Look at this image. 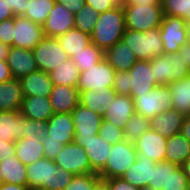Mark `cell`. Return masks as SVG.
Segmentation results:
<instances>
[{
	"label": "cell",
	"instance_id": "cell-17",
	"mask_svg": "<svg viewBox=\"0 0 190 190\" xmlns=\"http://www.w3.org/2000/svg\"><path fill=\"white\" fill-rule=\"evenodd\" d=\"M74 142L85 148L91 169L98 174L106 165L112 144L106 143L98 134L89 140H74Z\"/></svg>",
	"mask_w": 190,
	"mask_h": 190
},
{
	"label": "cell",
	"instance_id": "cell-3",
	"mask_svg": "<svg viewBox=\"0 0 190 190\" xmlns=\"http://www.w3.org/2000/svg\"><path fill=\"white\" fill-rule=\"evenodd\" d=\"M122 40L135 53L137 60L149 61L152 58L164 54L160 27L150 29L147 32L126 29Z\"/></svg>",
	"mask_w": 190,
	"mask_h": 190
},
{
	"label": "cell",
	"instance_id": "cell-52",
	"mask_svg": "<svg viewBox=\"0 0 190 190\" xmlns=\"http://www.w3.org/2000/svg\"><path fill=\"white\" fill-rule=\"evenodd\" d=\"M15 154V142L0 140V162L6 160L8 157L15 156Z\"/></svg>",
	"mask_w": 190,
	"mask_h": 190
},
{
	"label": "cell",
	"instance_id": "cell-40",
	"mask_svg": "<svg viewBox=\"0 0 190 190\" xmlns=\"http://www.w3.org/2000/svg\"><path fill=\"white\" fill-rule=\"evenodd\" d=\"M163 15L190 20V0H161Z\"/></svg>",
	"mask_w": 190,
	"mask_h": 190
},
{
	"label": "cell",
	"instance_id": "cell-51",
	"mask_svg": "<svg viewBox=\"0 0 190 190\" xmlns=\"http://www.w3.org/2000/svg\"><path fill=\"white\" fill-rule=\"evenodd\" d=\"M108 185L110 190H140L122 178H110Z\"/></svg>",
	"mask_w": 190,
	"mask_h": 190
},
{
	"label": "cell",
	"instance_id": "cell-45",
	"mask_svg": "<svg viewBox=\"0 0 190 190\" xmlns=\"http://www.w3.org/2000/svg\"><path fill=\"white\" fill-rule=\"evenodd\" d=\"M47 129H48L47 121H36V120H31L24 117V122H23L24 136L23 137H28V136L33 135L43 140L48 133Z\"/></svg>",
	"mask_w": 190,
	"mask_h": 190
},
{
	"label": "cell",
	"instance_id": "cell-41",
	"mask_svg": "<svg viewBox=\"0 0 190 190\" xmlns=\"http://www.w3.org/2000/svg\"><path fill=\"white\" fill-rule=\"evenodd\" d=\"M189 186V180L183 169L169 162V180L162 190H187Z\"/></svg>",
	"mask_w": 190,
	"mask_h": 190
},
{
	"label": "cell",
	"instance_id": "cell-50",
	"mask_svg": "<svg viewBox=\"0 0 190 190\" xmlns=\"http://www.w3.org/2000/svg\"><path fill=\"white\" fill-rule=\"evenodd\" d=\"M14 16H23L28 8L29 0H5Z\"/></svg>",
	"mask_w": 190,
	"mask_h": 190
},
{
	"label": "cell",
	"instance_id": "cell-66",
	"mask_svg": "<svg viewBox=\"0 0 190 190\" xmlns=\"http://www.w3.org/2000/svg\"><path fill=\"white\" fill-rule=\"evenodd\" d=\"M30 190H44V189H41V188H36V189H30Z\"/></svg>",
	"mask_w": 190,
	"mask_h": 190
},
{
	"label": "cell",
	"instance_id": "cell-33",
	"mask_svg": "<svg viewBox=\"0 0 190 190\" xmlns=\"http://www.w3.org/2000/svg\"><path fill=\"white\" fill-rule=\"evenodd\" d=\"M173 98L172 108L183 115L190 114V74L169 84Z\"/></svg>",
	"mask_w": 190,
	"mask_h": 190
},
{
	"label": "cell",
	"instance_id": "cell-13",
	"mask_svg": "<svg viewBox=\"0 0 190 190\" xmlns=\"http://www.w3.org/2000/svg\"><path fill=\"white\" fill-rule=\"evenodd\" d=\"M75 136L74 140H89L97 135L102 125L103 117L79 104L73 111Z\"/></svg>",
	"mask_w": 190,
	"mask_h": 190
},
{
	"label": "cell",
	"instance_id": "cell-48",
	"mask_svg": "<svg viewBox=\"0 0 190 190\" xmlns=\"http://www.w3.org/2000/svg\"><path fill=\"white\" fill-rule=\"evenodd\" d=\"M85 3L92 6L99 14L123 6V0H85Z\"/></svg>",
	"mask_w": 190,
	"mask_h": 190
},
{
	"label": "cell",
	"instance_id": "cell-58",
	"mask_svg": "<svg viewBox=\"0 0 190 190\" xmlns=\"http://www.w3.org/2000/svg\"><path fill=\"white\" fill-rule=\"evenodd\" d=\"M180 133L190 142V114L185 116Z\"/></svg>",
	"mask_w": 190,
	"mask_h": 190
},
{
	"label": "cell",
	"instance_id": "cell-10",
	"mask_svg": "<svg viewBox=\"0 0 190 190\" xmlns=\"http://www.w3.org/2000/svg\"><path fill=\"white\" fill-rule=\"evenodd\" d=\"M54 163L73 175L95 173L91 169L85 148L77 145L74 141L64 145L63 149L54 159Z\"/></svg>",
	"mask_w": 190,
	"mask_h": 190
},
{
	"label": "cell",
	"instance_id": "cell-53",
	"mask_svg": "<svg viewBox=\"0 0 190 190\" xmlns=\"http://www.w3.org/2000/svg\"><path fill=\"white\" fill-rule=\"evenodd\" d=\"M57 3L66 7L74 15L83 9L85 0H56Z\"/></svg>",
	"mask_w": 190,
	"mask_h": 190
},
{
	"label": "cell",
	"instance_id": "cell-39",
	"mask_svg": "<svg viewBox=\"0 0 190 190\" xmlns=\"http://www.w3.org/2000/svg\"><path fill=\"white\" fill-rule=\"evenodd\" d=\"M99 13L89 5H84L83 9L74 15V27L91 35L94 31Z\"/></svg>",
	"mask_w": 190,
	"mask_h": 190
},
{
	"label": "cell",
	"instance_id": "cell-55",
	"mask_svg": "<svg viewBox=\"0 0 190 190\" xmlns=\"http://www.w3.org/2000/svg\"><path fill=\"white\" fill-rule=\"evenodd\" d=\"M15 17L5 0H0V22Z\"/></svg>",
	"mask_w": 190,
	"mask_h": 190
},
{
	"label": "cell",
	"instance_id": "cell-28",
	"mask_svg": "<svg viewBox=\"0 0 190 190\" xmlns=\"http://www.w3.org/2000/svg\"><path fill=\"white\" fill-rule=\"evenodd\" d=\"M104 58L116 71H129L137 58L122 39L105 51Z\"/></svg>",
	"mask_w": 190,
	"mask_h": 190
},
{
	"label": "cell",
	"instance_id": "cell-54",
	"mask_svg": "<svg viewBox=\"0 0 190 190\" xmlns=\"http://www.w3.org/2000/svg\"><path fill=\"white\" fill-rule=\"evenodd\" d=\"M12 78L7 60H0V83L11 80Z\"/></svg>",
	"mask_w": 190,
	"mask_h": 190
},
{
	"label": "cell",
	"instance_id": "cell-61",
	"mask_svg": "<svg viewBox=\"0 0 190 190\" xmlns=\"http://www.w3.org/2000/svg\"><path fill=\"white\" fill-rule=\"evenodd\" d=\"M10 46L0 42V60H7Z\"/></svg>",
	"mask_w": 190,
	"mask_h": 190
},
{
	"label": "cell",
	"instance_id": "cell-29",
	"mask_svg": "<svg viewBox=\"0 0 190 190\" xmlns=\"http://www.w3.org/2000/svg\"><path fill=\"white\" fill-rule=\"evenodd\" d=\"M42 141L33 135L15 141V155L18 160L27 166L45 158Z\"/></svg>",
	"mask_w": 190,
	"mask_h": 190
},
{
	"label": "cell",
	"instance_id": "cell-49",
	"mask_svg": "<svg viewBox=\"0 0 190 190\" xmlns=\"http://www.w3.org/2000/svg\"><path fill=\"white\" fill-rule=\"evenodd\" d=\"M44 156L48 159H55L60 151L63 149L64 144L55 140H43L42 141Z\"/></svg>",
	"mask_w": 190,
	"mask_h": 190
},
{
	"label": "cell",
	"instance_id": "cell-47",
	"mask_svg": "<svg viewBox=\"0 0 190 190\" xmlns=\"http://www.w3.org/2000/svg\"><path fill=\"white\" fill-rule=\"evenodd\" d=\"M14 40V17L0 22V42L10 47Z\"/></svg>",
	"mask_w": 190,
	"mask_h": 190
},
{
	"label": "cell",
	"instance_id": "cell-44",
	"mask_svg": "<svg viewBox=\"0 0 190 190\" xmlns=\"http://www.w3.org/2000/svg\"><path fill=\"white\" fill-rule=\"evenodd\" d=\"M100 178L97 173L74 175L64 190H93L94 184Z\"/></svg>",
	"mask_w": 190,
	"mask_h": 190
},
{
	"label": "cell",
	"instance_id": "cell-43",
	"mask_svg": "<svg viewBox=\"0 0 190 190\" xmlns=\"http://www.w3.org/2000/svg\"><path fill=\"white\" fill-rule=\"evenodd\" d=\"M98 136L109 144H115L125 140L123 129L104 119L102 121V125L100 126Z\"/></svg>",
	"mask_w": 190,
	"mask_h": 190
},
{
	"label": "cell",
	"instance_id": "cell-59",
	"mask_svg": "<svg viewBox=\"0 0 190 190\" xmlns=\"http://www.w3.org/2000/svg\"><path fill=\"white\" fill-rule=\"evenodd\" d=\"M0 190H30L26 185H16L11 183H2L0 185Z\"/></svg>",
	"mask_w": 190,
	"mask_h": 190
},
{
	"label": "cell",
	"instance_id": "cell-27",
	"mask_svg": "<svg viewBox=\"0 0 190 190\" xmlns=\"http://www.w3.org/2000/svg\"><path fill=\"white\" fill-rule=\"evenodd\" d=\"M155 164V161L138 153L136 162L121 178L139 189L148 187L152 175V166Z\"/></svg>",
	"mask_w": 190,
	"mask_h": 190
},
{
	"label": "cell",
	"instance_id": "cell-63",
	"mask_svg": "<svg viewBox=\"0 0 190 190\" xmlns=\"http://www.w3.org/2000/svg\"><path fill=\"white\" fill-rule=\"evenodd\" d=\"M185 28H186L187 42L190 43V20L185 22Z\"/></svg>",
	"mask_w": 190,
	"mask_h": 190
},
{
	"label": "cell",
	"instance_id": "cell-65",
	"mask_svg": "<svg viewBox=\"0 0 190 190\" xmlns=\"http://www.w3.org/2000/svg\"><path fill=\"white\" fill-rule=\"evenodd\" d=\"M140 190H155V189H152V188H149V187H144V188H142Z\"/></svg>",
	"mask_w": 190,
	"mask_h": 190
},
{
	"label": "cell",
	"instance_id": "cell-30",
	"mask_svg": "<svg viewBox=\"0 0 190 190\" xmlns=\"http://www.w3.org/2000/svg\"><path fill=\"white\" fill-rule=\"evenodd\" d=\"M23 101V93L19 79L0 83V112L20 111Z\"/></svg>",
	"mask_w": 190,
	"mask_h": 190
},
{
	"label": "cell",
	"instance_id": "cell-8",
	"mask_svg": "<svg viewBox=\"0 0 190 190\" xmlns=\"http://www.w3.org/2000/svg\"><path fill=\"white\" fill-rule=\"evenodd\" d=\"M38 70L50 73L69 56L55 37H44L32 50Z\"/></svg>",
	"mask_w": 190,
	"mask_h": 190
},
{
	"label": "cell",
	"instance_id": "cell-26",
	"mask_svg": "<svg viewBox=\"0 0 190 190\" xmlns=\"http://www.w3.org/2000/svg\"><path fill=\"white\" fill-rule=\"evenodd\" d=\"M24 116L20 111L0 112V140L15 142L23 138Z\"/></svg>",
	"mask_w": 190,
	"mask_h": 190
},
{
	"label": "cell",
	"instance_id": "cell-46",
	"mask_svg": "<svg viewBox=\"0 0 190 190\" xmlns=\"http://www.w3.org/2000/svg\"><path fill=\"white\" fill-rule=\"evenodd\" d=\"M113 89L119 95L131 96L129 71H116L115 72Z\"/></svg>",
	"mask_w": 190,
	"mask_h": 190
},
{
	"label": "cell",
	"instance_id": "cell-5",
	"mask_svg": "<svg viewBox=\"0 0 190 190\" xmlns=\"http://www.w3.org/2000/svg\"><path fill=\"white\" fill-rule=\"evenodd\" d=\"M131 97L134 99L135 112L148 119L172 109L173 98L169 85L156 86L149 93L131 94Z\"/></svg>",
	"mask_w": 190,
	"mask_h": 190
},
{
	"label": "cell",
	"instance_id": "cell-9",
	"mask_svg": "<svg viewBox=\"0 0 190 190\" xmlns=\"http://www.w3.org/2000/svg\"><path fill=\"white\" fill-rule=\"evenodd\" d=\"M116 70L104 58L99 63L80 72L78 78L77 90L81 91L113 88Z\"/></svg>",
	"mask_w": 190,
	"mask_h": 190
},
{
	"label": "cell",
	"instance_id": "cell-25",
	"mask_svg": "<svg viewBox=\"0 0 190 190\" xmlns=\"http://www.w3.org/2000/svg\"><path fill=\"white\" fill-rule=\"evenodd\" d=\"M20 113L31 120L48 121L54 111L49 97L26 96L23 97Z\"/></svg>",
	"mask_w": 190,
	"mask_h": 190
},
{
	"label": "cell",
	"instance_id": "cell-12",
	"mask_svg": "<svg viewBox=\"0 0 190 190\" xmlns=\"http://www.w3.org/2000/svg\"><path fill=\"white\" fill-rule=\"evenodd\" d=\"M44 37L42 25L23 16L14 17V47L33 50Z\"/></svg>",
	"mask_w": 190,
	"mask_h": 190
},
{
	"label": "cell",
	"instance_id": "cell-42",
	"mask_svg": "<svg viewBox=\"0 0 190 190\" xmlns=\"http://www.w3.org/2000/svg\"><path fill=\"white\" fill-rule=\"evenodd\" d=\"M169 180V162L160 161L152 166V175L149 188L162 190Z\"/></svg>",
	"mask_w": 190,
	"mask_h": 190
},
{
	"label": "cell",
	"instance_id": "cell-34",
	"mask_svg": "<svg viewBox=\"0 0 190 190\" xmlns=\"http://www.w3.org/2000/svg\"><path fill=\"white\" fill-rule=\"evenodd\" d=\"M3 173V182L27 186V167L15 156L8 157L0 162Z\"/></svg>",
	"mask_w": 190,
	"mask_h": 190
},
{
	"label": "cell",
	"instance_id": "cell-32",
	"mask_svg": "<svg viewBox=\"0 0 190 190\" xmlns=\"http://www.w3.org/2000/svg\"><path fill=\"white\" fill-rule=\"evenodd\" d=\"M57 39L69 58L80 53L81 50L92 43L91 35L75 27L68 30L65 34L60 35Z\"/></svg>",
	"mask_w": 190,
	"mask_h": 190
},
{
	"label": "cell",
	"instance_id": "cell-62",
	"mask_svg": "<svg viewBox=\"0 0 190 190\" xmlns=\"http://www.w3.org/2000/svg\"><path fill=\"white\" fill-rule=\"evenodd\" d=\"M180 167L183 169L184 174L186 175L190 183V157L186 161H184Z\"/></svg>",
	"mask_w": 190,
	"mask_h": 190
},
{
	"label": "cell",
	"instance_id": "cell-60",
	"mask_svg": "<svg viewBox=\"0 0 190 190\" xmlns=\"http://www.w3.org/2000/svg\"><path fill=\"white\" fill-rule=\"evenodd\" d=\"M93 190H110L108 179L100 178L93 186Z\"/></svg>",
	"mask_w": 190,
	"mask_h": 190
},
{
	"label": "cell",
	"instance_id": "cell-14",
	"mask_svg": "<svg viewBox=\"0 0 190 190\" xmlns=\"http://www.w3.org/2000/svg\"><path fill=\"white\" fill-rule=\"evenodd\" d=\"M42 28L46 37L57 38L74 28V14L56 2Z\"/></svg>",
	"mask_w": 190,
	"mask_h": 190
},
{
	"label": "cell",
	"instance_id": "cell-7",
	"mask_svg": "<svg viewBox=\"0 0 190 190\" xmlns=\"http://www.w3.org/2000/svg\"><path fill=\"white\" fill-rule=\"evenodd\" d=\"M134 143L126 140L112 144L105 167L98 173L102 179L121 178L137 160Z\"/></svg>",
	"mask_w": 190,
	"mask_h": 190
},
{
	"label": "cell",
	"instance_id": "cell-22",
	"mask_svg": "<svg viewBox=\"0 0 190 190\" xmlns=\"http://www.w3.org/2000/svg\"><path fill=\"white\" fill-rule=\"evenodd\" d=\"M184 120L185 115L172 108L150 119V129L169 138L181 132Z\"/></svg>",
	"mask_w": 190,
	"mask_h": 190
},
{
	"label": "cell",
	"instance_id": "cell-16",
	"mask_svg": "<svg viewBox=\"0 0 190 190\" xmlns=\"http://www.w3.org/2000/svg\"><path fill=\"white\" fill-rule=\"evenodd\" d=\"M167 138L149 129L134 142L137 153L157 162L165 161Z\"/></svg>",
	"mask_w": 190,
	"mask_h": 190
},
{
	"label": "cell",
	"instance_id": "cell-2",
	"mask_svg": "<svg viewBox=\"0 0 190 190\" xmlns=\"http://www.w3.org/2000/svg\"><path fill=\"white\" fill-rule=\"evenodd\" d=\"M126 30L125 13L122 6L99 14L91 42L104 52L120 41Z\"/></svg>",
	"mask_w": 190,
	"mask_h": 190
},
{
	"label": "cell",
	"instance_id": "cell-24",
	"mask_svg": "<svg viewBox=\"0 0 190 190\" xmlns=\"http://www.w3.org/2000/svg\"><path fill=\"white\" fill-rule=\"evenodd\" d=\"M117 93L113 88L87 90L79 93L80 104L98 113L102 117L105 115L109 104L113 103Z\"/></svg>",
	"mask_w": 190,
	"mask_h": 190
},
{
	"label": "cell",
	"instance_id": "cell-57",
	"mask_svg": "<svg viewBox=\"0 0 190 190\" xmlns=\"http://www.w3.org/2000/svg\"><path fill=\"white\" fill-rule=\"evenodd\" d=\"M178 52H182V58L190 68V43L186 42L183 44Z\"/></svg>",
	"mask_w": 190,
	"mask_h": 190
},
{
	"label": "cell",
	"instance_id": "cell-6",
	"mask_svg": "<svg viewBox=\"0 0 190 190\" xmlns=\"http://www.w3.org/2000/svg\"><path fill=\"white\" fill-rule=\"evenodd\" d=\"M126 29L147 32L159 28L163 18L162 5L123 4Z\"/></svg>",
	"mask_w": 190,
	"mask_h": 190
},
{
	"label": "cell",
	"instance_id": "cell-20",
	"mask_svg": "<svg viewBox=\"0 0 190 190\" xmlns=\"http://www.w3.org/2000/svg\"><path fill=\"white\" fill-rule=\"evenodd\" d=\"M135 113L134 99L128 95L117 94L113 103L109 104L103 119L124 129L129 118Z\"/></svg>",
	"mask_w": 190,
	"mask_h": 190
},
{
	"label": "cell",
	"instance_id": "cell-1",
	"mask_svg": "<svg viewBox=\"0 0 190 190\" xmlns=\"http://www.w3.org/2000/svg\"><path fill=\"white\" fill-rule=\"evenodd\" d=\"M27 167V186L30 189L64 190L73 174L58 167L53 159L43 158Z\"/></svg>",
	"mask_w": 190,
	"mask_h": 190
},
{
	"label": "cell",
	"instance_id": "cell-36",
	"mask_svg": "<svg viewBox=\"0 0 190 190\" xmlns=\"http://www.w3.org/2000/svg\"><path fill=\"white\" fill-rule=\"evenodd\" d=\"M105 52L97 45L91 43L80 53L73 55L71 58L80 72H84L87 68L94 66L104 59Z\"/></svg>",
	"mask_w": 190,
	"mask_h": 190
},
{
	"label": "cell",
	"instance_id": "cell-38",
	"mask_svg": "<svg viewBox=\"0 0 190 190\" xmlns=\"http://www.w3.org/2000/svg\"><path fill=\"white\" fill-rule=\"evenodd\" d=\"M150 129V119L139 113L132 115L127 121L123 132L124 139L128 142H136L140 136Z\"/></svg>",
	"mask_w": 190,
	"mask_h": 190
},
{
	"label": "cell",
	"instance_id": "cell-18",
	"mask_svg": "<svg viewBox=\"0 0 190 190\" xmlns=\"http://www.w3.org/2000/svg\"><path fill=\"white\" fill-rule=\"evenodd\" d=\"M131 94L149 93L155 88L153 69L150 67V60H137L130 68Z\"/></svg>",
	"mask_w": 190,
	"mask_h": 190
},
{
	"label": "cell",
	"instance_id": "cell-37",
	"mask_svg": "<svg viewBox=\"0 0 190 190\" xmlns=\"http://www.w3.org/2000/svg\"><path fill=\"white\" fill-rule=\"evenodd\" d=\"M55 3L56 0H29L28 8L23 17L43 25Z\"/></svg>",
	"mask_w": 190,
	"mask_h": 190
},
{
	"label": "cell",
	"instance_id": "cell-15",
	"mask_svg": "<svg viewBox=\"0 0 190 190\" xmlns=\"http://www.w3.org/2000/svg\"><path fill=\"white\" fill-rule=\"evenodd\" d=\"M48 133L43 140H55L62 144L74 141L75 128L72 113H54L47 121Z\"/></svg>",
	"mask_w": 190,
	"mask_h": 190
},
{
	"label": "cell",
	"instance_id": "cell-19",
	"mask_svg": "<svg viewBox=\"0 0 190 190\" xmlns=\"http://www.w3.org/2000/svg\"><path fill=\"white\" fill-rule=\"evenodd\" d=\"M7 63L13 78L20 79L38 70L32 50L10 47Z\"/></svg>",
	"mask_w": 190,
	"mask_h": 190
},
{
	"label": "cell",
	"instance_id": "cell-64",
	"mask_svg": "<svg viewBox=\"0 0 190 190\" xmlns=\"http://www.w3.org/2000/svg\"><path fill=\"white\" fill-rule=\"evenodd\" d=\"M3 183V173L0 169V185Z\"/></svg>",
	"mask_w": 190,
	"mask_h": 190
},
{
	"label": "cell",
	"instance_id": "cell-11",
	"mask_svg": "<svg viewBox=\"0 0 190 190\" xmlns=\"http://www.w3.org/2000/svg\"><path fill=\"white\" fill-rule=\"evenodd\" d=\"M164 54L178 52L187 42L185 21L180 17L164 15L160 25Z\"/></svg>",
	"mask_w": 190,
	"mask_h": 190
},
{
	"label": "cell",
	"instance_id": "cell-31",
	"mask_svg": "<svg viewBox=\"0 0 190 190\" xmlns=\"http://www.w3.org/2000/svg\"><path fill=\"white\" fill-rule=\"evenodd\" d=\"M190 157V142L181 134L167 138L165 161L181 166Z\"/></svg>",
	"mask_w": 190,
	"mask_h": 190
},
{
	"label": "cell",
	"instance_id": "cell-21",
	"mask_svg": "<svg viewBox=\"0 0 190 190\" xmlns=\"http://www.w3.org/2000/svg\"><path fill=\"white\" fill-rule=\"evenodd\" d=\"M49 98L54 113H72L80 104L77 88L67 85H53Z\"/></svg>",
	"mask_w": 190,
	"mask_h": 190
},
{
	"label": "cell",
	"instance_id": "cell-23",
	"mask_svg": "<svg viewBox=\"0 0 190 190\" xmlns=\"http://www.w3.org/2000/svg\"><path fill=\"white\" fill-rule=\"evenodd\" d=\"M23 97L42 96L49 97L53 88V82L49 73L40 70L31 72L29 75L19 79Z\"/></svg>",
	"mask_w": 190,
	"mask_h": 190
},
{
	"label": "cell",
	"instance_id": "cell-35",
	"mask_svg": "<svg viewBox=\"0 0 190 190\" xmlns=\"http://www.w3.org/2000/svg\"><path fill=\"white\" fill-rule=\"evenodd\" d=\"M53 85L76 87L80 76L79 68L71 58L58 65L49 73Z\"/></svg>",
	"mask_w": 190,
	"mask_h": 190
},
{
	"label": "cell",
	"instance_id": "cell-56",
	"mask_svg": "<svg viewBox=\"0 0 190 190\" xmlns=\"http://www.w3.org/2000/svg\"><path fill=\"white\" fill-rule=\"evenodd\" d=\"M123 4L162 5L161 0H123Z\"/></svg>",
	"mask_w": 190,
	"mask_h": 190
},
{
	"label": "cell",
	"instance_id": "cell-4",
	"mask_svg": "<svg viewBox=\"0 0 190 190\" xmlns=\"http://www.w3.org/2000/svg\"><path fill=\"white\" fill-rule=\"evenodd\" d=\"M157 86L169 85L190 74V68L182 58V52L161 54L150 60Z\"/></svg>",
	"mask_w": 190,
	"mask_h": 190
}]
</instances>
